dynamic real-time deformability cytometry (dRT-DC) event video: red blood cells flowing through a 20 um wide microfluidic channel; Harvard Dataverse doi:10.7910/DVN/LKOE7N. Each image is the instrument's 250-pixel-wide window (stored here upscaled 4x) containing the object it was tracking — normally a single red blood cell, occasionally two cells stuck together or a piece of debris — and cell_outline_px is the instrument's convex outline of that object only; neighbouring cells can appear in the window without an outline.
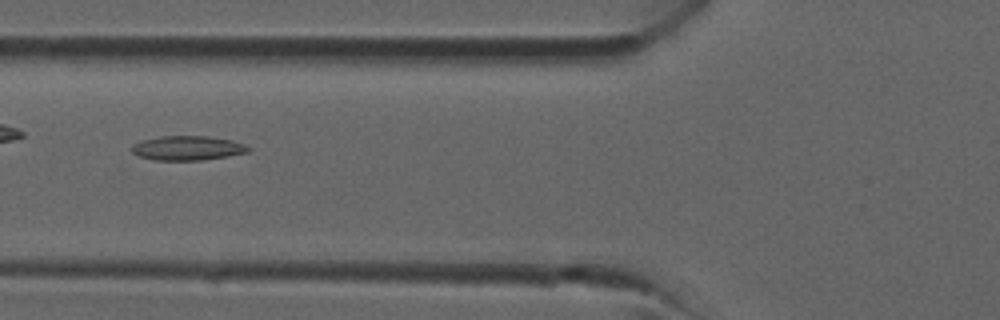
{"species": "common noctule bat (a hibernating species)", "species_latin": "Nyctalus noctula", "temperature_condition": "room temperature", "stored_images_in_passage": 20, "camera_frame_rate_fps": 3000, "um_per_image_px": 0.085, "animal": {"sex": "male", "forearm_length_mm": 52.5}, "frame": {"image": 1, "passage_image": 11, "time_ms": 3.333, "image_size_px": [1000, 320], "cell_outline_px": [[252, 148], [248, 152], [228, 156], [200, 160], [156, 160], [140, 156], [132, 152], [132, 144], [140, 140], [160, 136], [208, 136], [232, 140], [244, 144]], "centroid_in_image_um": [15.94, 12.57], "position_along_channel_um": 109.9, "area_um2": 16.59}}